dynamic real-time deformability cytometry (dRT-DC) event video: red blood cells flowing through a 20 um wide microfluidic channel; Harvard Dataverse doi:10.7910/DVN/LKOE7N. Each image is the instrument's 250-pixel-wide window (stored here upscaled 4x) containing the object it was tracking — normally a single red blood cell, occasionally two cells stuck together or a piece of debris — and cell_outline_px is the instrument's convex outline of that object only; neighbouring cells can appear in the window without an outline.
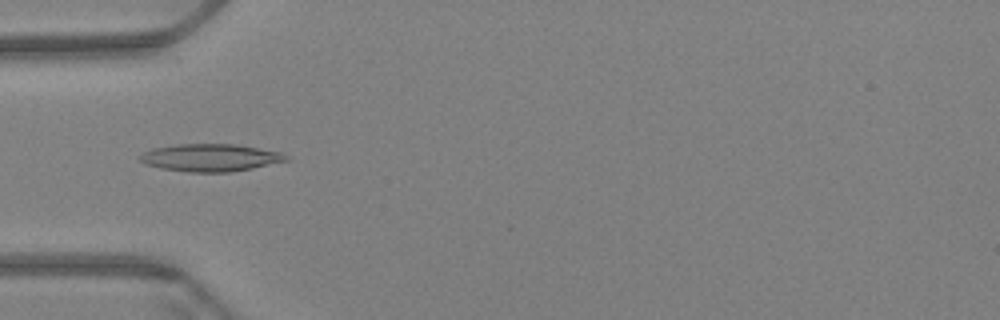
{"species": "Egyptian fruit bat (a non-hibernating species)", "species_latin": "Rousettus aegyptiacus", "temperature_condition": "warm", "stored_images_in_passage": 59, "camera_frame_rate_fps": 3000, "um_per_image_px": 0.085, "animal": {"sex": "female"}, "frame": {"image": 1, "passage_image": 18, "time_ms": 5.667, "image_size_px": [1000, 320], "cell_outline_px": [[292, 160], [252, 168], [228, 172], [188, 172], [160, 168], [144, 164], [136, 156], [152, 148], [176, 144], [236, 144], [280, 152], [288, 156]], "centroid_in_image_um": [17.86, 13.4], "position_along_channel_um": 67.1, "area_um2": 23.58}}
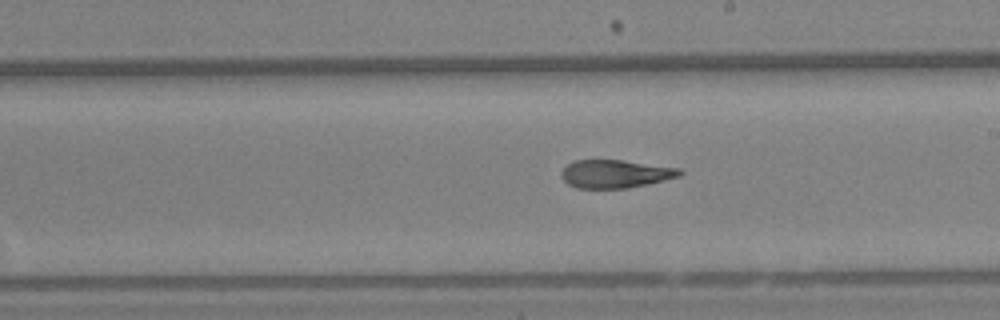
{"frame": {"image": 2, "passage_image": 33, "time_ms": 10.667, "image_size_px": [1000, 320], "cell_outline_px": [[684, 172], [680, 176], [648, 184], [628, 188], [576, 188], [568, 184], [560, 176], [560, 172], [572, 160], [624, 160], [680, 168]], "centroid_in_image_um": [52.3, 14.77], "position_along_channel_um": 236.7, "area_um2": 19.54}}
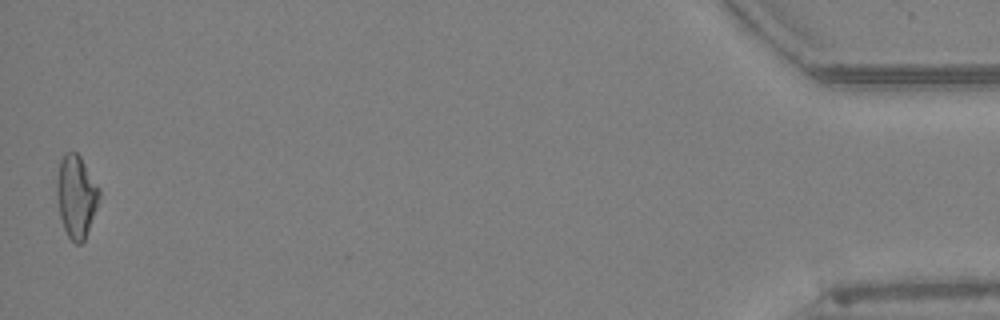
{"frame": {"image": 3, "passage_image": 58, "time_ms": 19.0, "image_size_px": [1000, 320], "cell_outline_px": [[100, 192], [96, 208], [84, 240], [80, 244], [76, 244], [68, 236], [64, 228], [60, 216], [56, 192], [56, 184], [60, 160], [64, 152], [76, 152], [80, 156], [100, 188]], "centroid_in_image_um": [6.47, 16.66], "position_along_channel_um": 428.7, "area_um2": 20.17}, "authors_computed_cell_mechanics": {"area_um2": 20.5768, "velocity_mm_per_s": 3.422, "shape_relaxation_time_tau1_ms": null, "shape_relaxation_time_tau2_ms": 3.5949, "deformation_change_tau1": null, "deformation_change_tau2": 0.1185}}